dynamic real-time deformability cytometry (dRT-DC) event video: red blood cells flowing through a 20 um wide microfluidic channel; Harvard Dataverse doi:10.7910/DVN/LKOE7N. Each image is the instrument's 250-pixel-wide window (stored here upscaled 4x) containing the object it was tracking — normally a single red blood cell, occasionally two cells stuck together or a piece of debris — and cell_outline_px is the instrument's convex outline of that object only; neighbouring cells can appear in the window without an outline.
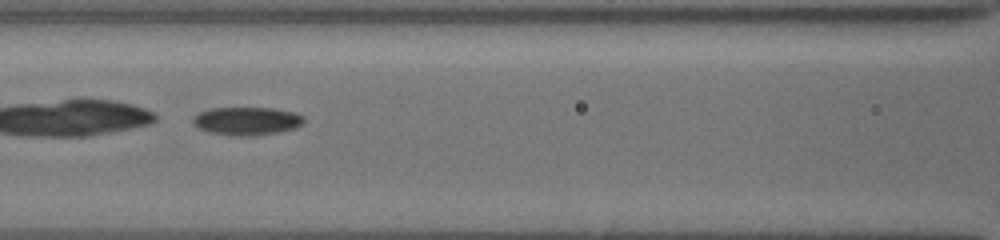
{"species": "common noctule bat (a hibernating species)", "species_latin": "Nyctalus noctula", "temperature_condition": "cold", "stored_images_in_passage": 37, "camera_frame_rate_fps": 3000, "um_per_image_px": 0.085, "animal": {"sex": "female", "body_mass_g": 19.5, "forearm_length_mm": 54.1}, "frame": {"image": 1, "passage_image": 15, "time_ms": 4.667, "image_size_px": [1000, 240], "cell_outline_px": [[304, 120], [296, 128], [256, 136], [232, 136], [208, 132], [192, 124], [192, 116], [200, 112], [212, 108], [272, 108], [296, 112], [304, 116]], "centroid_in_image_um": [20.96, 10.29], "position_along_channel_um": 145.6, "area_um2": 18.32}}
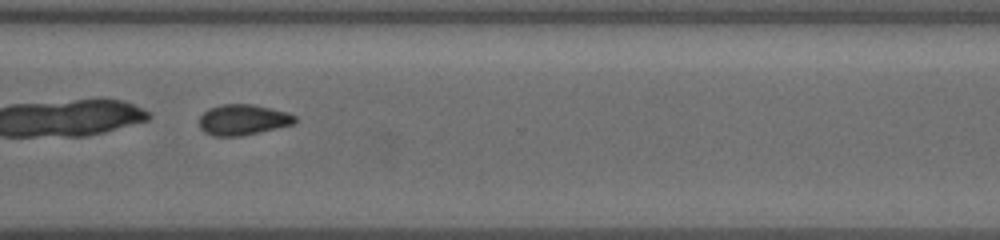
{"frame": {"image": 2, "passage_image": 31, "time_ms": 10.0, "image_size_px": [1000, 240], "cell_outline_px": [[296, 124], [240, 136], [212, 136], [204, 132], [200, 128], [200, 116], [208, 108], [220, 104], [252, 104], [288, 112], [296, 116]], "centroid_in_image_um": [20.65, 10.18], "position_along_channel_um": 349.9, "area_um2": 17.22}, "authors_computed_cell_mechanics": {"area_um2": 18.4382, "velocity_mm_per_s": 3.8396, "shape_relaxation_time_tau1_ms": 4.6929, "shape_relaxation_time_tau2_ms": null, "deformation_change_tau1": 0.1266, "deformation_change_tau2": null}}